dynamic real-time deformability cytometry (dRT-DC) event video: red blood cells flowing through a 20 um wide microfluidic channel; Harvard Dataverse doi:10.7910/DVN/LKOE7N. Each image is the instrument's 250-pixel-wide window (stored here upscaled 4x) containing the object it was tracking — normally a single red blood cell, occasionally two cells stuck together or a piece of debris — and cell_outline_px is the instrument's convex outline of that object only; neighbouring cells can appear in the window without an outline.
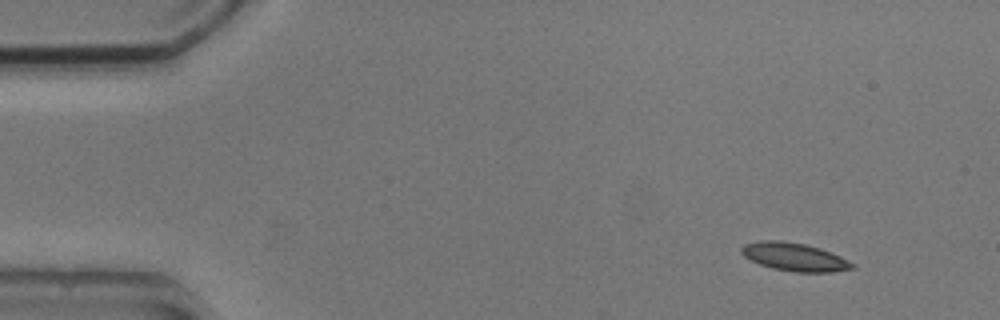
{"species": "common noctule bat (a hibernating species)", "species_latin": "Nyctalus noctula", "temperature_condition": "cold", "stored_images_in_passage": 5, "camera_frame_rate_fps": 3000, "um_per_image_px": 0.085, "animal": {"sex": "male", "body_mass_g": 20.5, "forearm_length_mm": 52.5}, "frame": {"image": 1, "passage_image": 1, "time_ms": 0.0, "image_size_px": [1000, 320], "cell_outline_px": [[856, 268], [832, 272], [792, 272], [772, 268], [760, 264], [744, 256], [740, 252], [740, 248], [744, 244], [760, 240], [780, 240], [804, 244], [820, 248], [840, 256], [856, 264]], "centroid_in_image_um": [67.53, 21.84], "position_along_channel_um": 17.5, "area_um2": 18.26}}
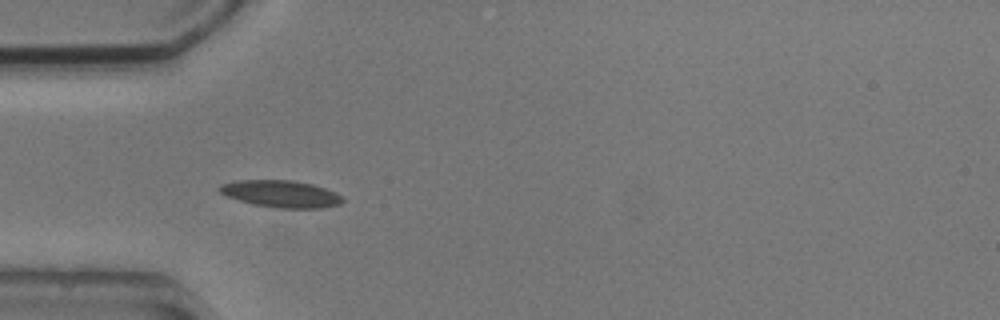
{"frame": {"image": 2, "passage_image": 4, "time_ms": 3.667, "image_size_px": [1000, 320], "cell_outline_px": [[344, 200], [340, 204], [320, 208], [276, 208], [256, 204], [240, 200], [228, 196], [220, 192], [216, 188], [220, 184], [236, 180], [292, 180], [312, 184], [324, 188], [340, 196]], "centroid_in_image_um": [23.84, 16.47], "position_along_channel_um": 61.2, "area_um2": 19.13}}